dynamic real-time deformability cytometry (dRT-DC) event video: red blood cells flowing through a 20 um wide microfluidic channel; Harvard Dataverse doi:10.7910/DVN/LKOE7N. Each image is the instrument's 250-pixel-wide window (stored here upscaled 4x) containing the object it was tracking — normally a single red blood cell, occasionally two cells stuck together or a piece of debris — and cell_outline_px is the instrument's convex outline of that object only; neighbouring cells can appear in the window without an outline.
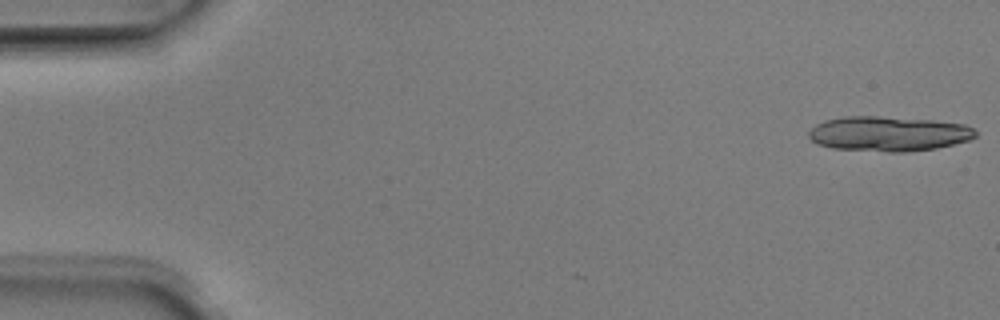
{"species": "Egyptian fruit bat (a non-hibernating species)", "species_latin": "Rousettus aegyptiacus", "temperature_condition": "room temperature", "stored_images_in_passage": 13, "camera_frame_rate_fps": 3000, "um_per_image_px": 0.085, "animal": {"sex": "male"}, "frame": {"image": 1, "passage_image": 1, "time_ms": 0.0, "image_size_px": [1000, 320], "cell_outline_px": [[976, 136], [972, 140], [936, 148], [904, 152], [888, 152], [832, 148], [816, 144], [808, 136], [808, 132], [816, 124], [824, 120], [844, 116], [876, 116], [932, 120], [964, 124], [972, 128], [976, 132]], "centroid_in_image_um": [75.51, 11.37], "position_along_channel_um": 9.5, "area_um2": 34.04}}